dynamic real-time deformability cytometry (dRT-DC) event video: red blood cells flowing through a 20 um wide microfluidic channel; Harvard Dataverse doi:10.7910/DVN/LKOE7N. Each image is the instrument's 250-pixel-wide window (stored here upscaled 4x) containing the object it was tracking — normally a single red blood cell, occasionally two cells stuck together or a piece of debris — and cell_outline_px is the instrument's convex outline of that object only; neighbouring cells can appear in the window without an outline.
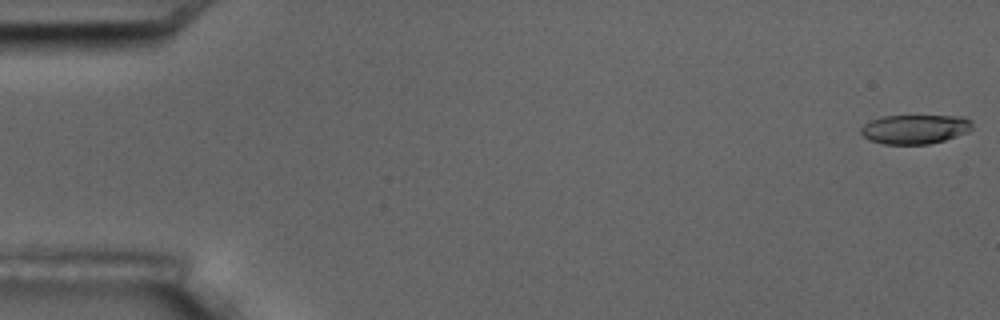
{"species": "common noctule bat (a hibernating species)", "species_latin": "Nyctalus noctula", "temperature_condition": "room temperature", "stored_images_in_passage": 6, "camera_frame_rate_fps": 3000, "um_per_image_px": 0.085, "animal": {"sex": "male", "body_mass_g": 17.5, "forearm_length_mm": 52.3}, "frame": {"image": 1, "passage_image": 1, "time_ms": 0.0, "image_size_px": [1000, 320], "cell_outline_px": [[972, 128], [968, 132], [944, 140], [928, 144], [884, 144], [868, 140], [860, 132], [860, 128], [864, 124], [872, 120], [884, 116], [964, 116], [972, 120]], "centroid_in_image_um": [77.78, 10.98], "position_along_channel_um": 7.2, "area_um2": 19.02}}
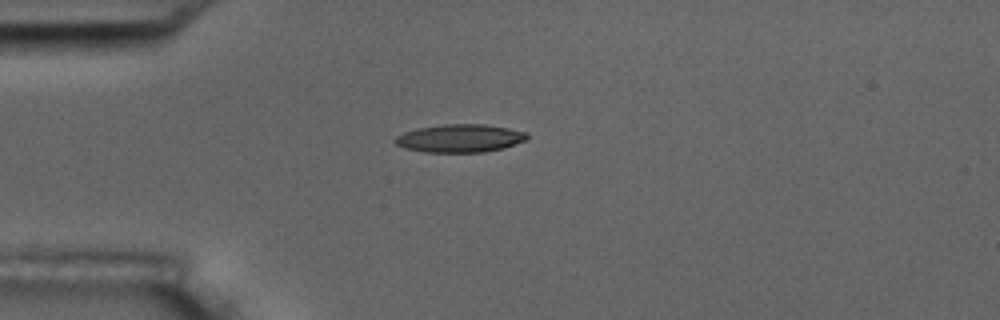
{"frame": {"image": 2, "passage_image": 5, "time_ms": 4.667, "image_size_px": [1000, 320], "cell_outline_px": [[528, 140], [504, 148], [484, 152], [424, 152], [404, 148], [396, 144], [392, 140], [396, 136], [404, 132], [416, 128], [444, 124], [484, 124], [508, 128], [528, 132]], "centroid_in_image_um": [39.1, 11.75], "position_along_channel_um": 45.9, "area_um2": 21.79}}
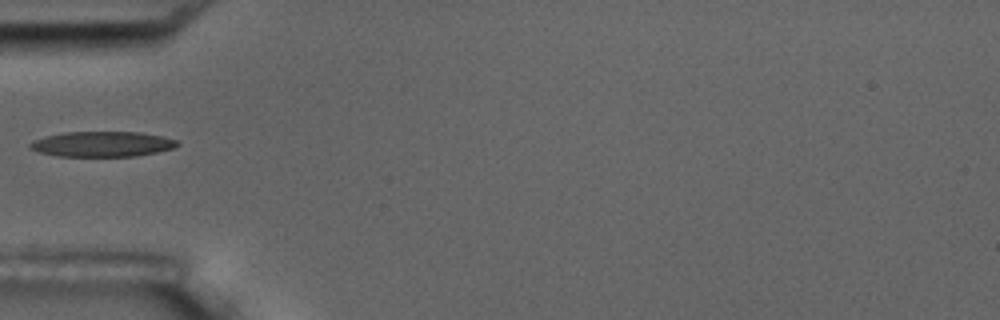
{"frame": {"image": 3, "passage_image": 6, "time_ms": 6.0, "image_size_px": [1000, 320], "cell_outline_px": [[180, 144], [176, 148], [136, 156], [56, 156], [40, 152], [28, 148], [28, 144], [32, 140], [44, 136], [64, 132], [140, 132], [164, 136], [176, 140]], "centroid_in_image_um": [8.68, 12.24], "position_along_channel_um": 76.3, "area_um2": 21.91}}